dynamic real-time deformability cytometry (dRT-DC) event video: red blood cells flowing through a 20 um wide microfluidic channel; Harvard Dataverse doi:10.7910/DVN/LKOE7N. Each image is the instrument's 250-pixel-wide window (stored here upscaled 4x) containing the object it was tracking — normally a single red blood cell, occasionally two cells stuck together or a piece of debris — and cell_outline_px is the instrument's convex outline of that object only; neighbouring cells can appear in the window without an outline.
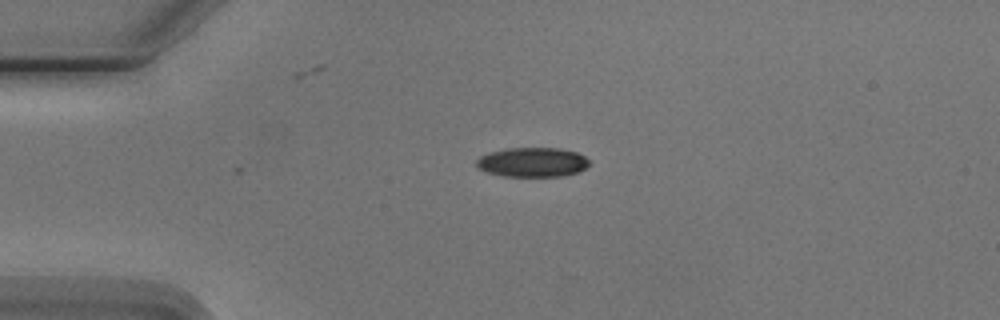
{"species": "Egyptian fruit bat (a non-hibernating species)", "species_latin": "Rousettus aegyptiacus", "temperature_condition": "cold", "stored_images_in_passage": 4, "camera_frame_rate_fps": 3000, "um_per_image_px": 0.085, "animal": {"sex": "male"}, "frame": {"image": 1, "passage_image": 4, "time_ms": 3.333, "image_size_px": [1000, 320], "cell_outline_px": [[588, 164], [580, 172], [560, 176], [500, 176], [484, 172], [476, 168], [476, 160], [480, 156], [488, 152], [508, 148], [560, 148], [576, 152], [584, 156], [588, 160]], "centroid_in_image_um": [45.19, 13.79], "position_along_channel_um": 39.8, "area_um2": 19.54}}